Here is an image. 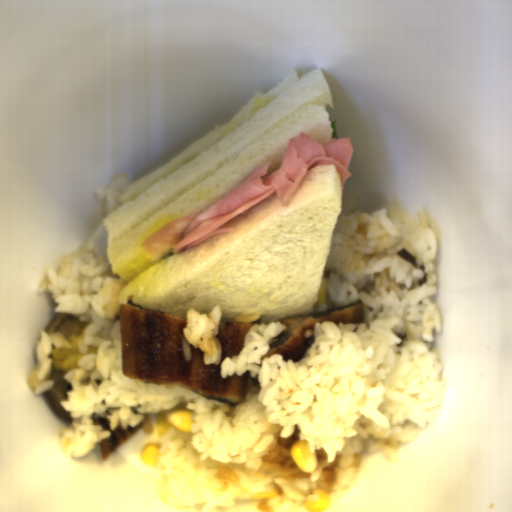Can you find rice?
Returning <instances> with one entry per match:
<instances>
[{"label":"rice","mask_w":512,"mask_h":512,"mask_svg":"<svg viewBox=\"0 0 512 512\" xmlns=\"http://www.w3.org/2000/svg\"><path fill=\"white\" fill-rule=\"evenodd\" d=\"M418 225L388 218L387 208L339 215L324 266L331 271L328 293L335 309L362 300L364 320L352 324L316 321L312 345L298 362L282 354L262 356L288 340L287 323L254 324L238 355L226 357L220 377L247 379L246 398L238 407L208 399L180 386L145 383L122 370L120 312L111 299L129 282L101 278L107 269L92 249L64 257L57 276L52 265L36 293L53 292L55 313H71L92 322L69 342L61 333L42 330L35 345L39 360L27 385L35 395L53 387L52 372L62 369L73 390L59 401L73 416V429H62L66 456L83 457L110 437L90 416L111 413L109 428L127 429L142 414L169 410L180 403L197 415L191 432L166 429L159 437L157 468L166 467L159 493L171 505L206 502L231 507L235 498L256 499L259 511L306 508L307 496L322 489L330 504L350 491L360 468L358 453L381 455L398 463L397 449L410 445L437 420L443 404V364L433 344V329L443 330L441 313L428 297L438 291L433 261L440 227L428 210L417 212ZM428 342V343H425ZM158 439V440H159ZM307 439L319 466L300 470L289 451ZM220 465L240 475L218 493L213 480ZM329 504V505H330Z\"/></svg>","instance_id":"652b925c"},{"label":"rice","mask_w":512,"mask_h":512,"mask_svg":"<svg viewBox=\"0 0 512 512\" xmlns=\"http://www.w3.org/2000/svg\"><path fill=\"white\" fill-rule=\"evenodd\" d=\"M222 318V307L214 306L207 314H200L195 308L186 313V327L182 332L183 356L189 362L193 356L190 344L204 352V364L218 366L222 361V344L217 339L219 324Z\"/></svg>","instance_id":"023b6e5f"},{"label":"rice","mask_w":512,"mask_h":512,"mask_svg":"<svg viewBox=\"0 0 512 512\" xmlns=\"http://www.w3.org/2000/svg\"><path fill=\"white\" fill-rule=\"evenodd\" d=\"M131 186L128 182L127 176H114L106 189L93 188V192L97 195L98 199L105 196L104 213L105 216H110L118 207H121L119 198L126 189Z\"/></svg>","instance_id":"8eca5e8b"}]
</instances>
